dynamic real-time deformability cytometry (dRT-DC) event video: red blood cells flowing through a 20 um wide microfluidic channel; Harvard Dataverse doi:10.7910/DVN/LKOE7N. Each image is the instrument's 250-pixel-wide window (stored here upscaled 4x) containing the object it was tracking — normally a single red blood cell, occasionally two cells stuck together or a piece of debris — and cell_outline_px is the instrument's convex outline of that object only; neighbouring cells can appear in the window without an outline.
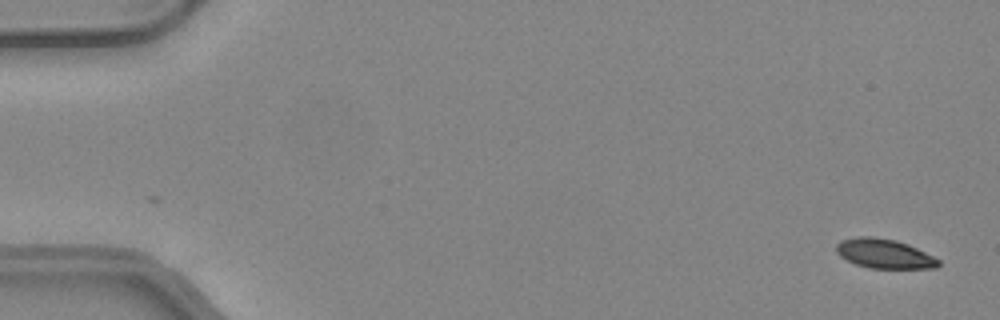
{"species": "common noctule bat (a hibernating species)", "species_latin": "Nyctalus noctula", "temperature_condition": "warm", "stored_images_in_passage": 49, "camera_frame_rate_fps": 3000, "um_per_image_px": 0.085, "animal": {"sex": "female", "body_mass_g": 24.6, "forearm_length_mm": 56.2}, "frame": {"image": 1, "passage_image": 1, "time_ms": 0.0, "image_size_px": [1000, 320], "cell_outline_px": [[940, 264], [936, 268], [868, 268], [856, 264], [840, 256], [836, 252], [836, 244], [840, 240], [860, 236], [872, 236], [896, 240], [908, 244], [940, 260]], "centroid_in_image_um": [75.14, 21.55], "position_along_channel_um": 9.9, "area_um2": 17.46}}
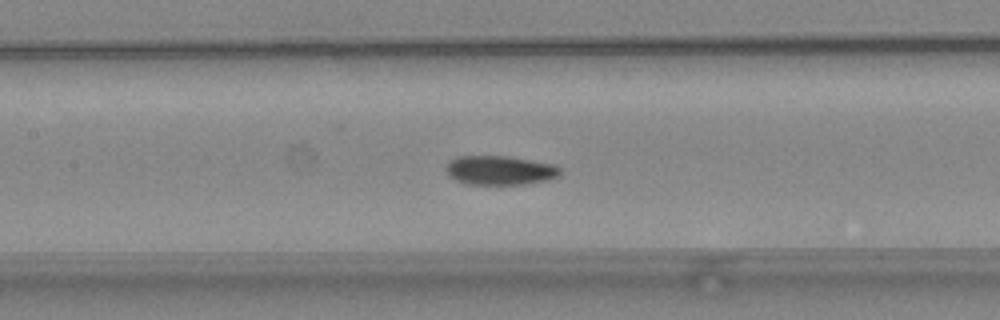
{"frame": {"image": 2, "passage_image": 23, "time_ms": 7.333, "image_size_px": [1000, 320], "cell_outline_px": [[560, 172], [556, 176], [544, 180], [524, 184], [468, 184], [456, 180], [448, 176], [444, 168], [448, 160], [456, 156], [508, 156], [556, 164], [560, 168]], "centroid_in_image_um": [42.42, 14.46], "position_along_channel_um": 165.0, "area_um2": 19.48}}
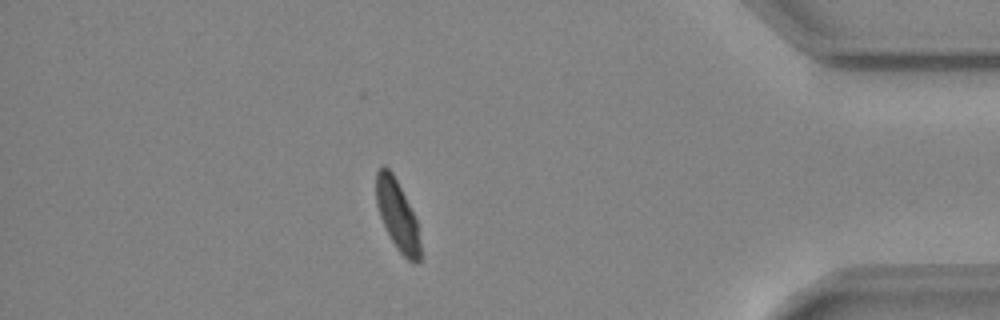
{"frame": {"image": 3, "passage_image": 43, "time_ms": 14.0, "image_size_px": [1000, 320], "cell_outline_px": [[420, 260], [416, 264], [408, 260], [396, 248], [380, 216], [376, 204], [376, 172], [384, 164], [392, 172], [416, 220], [420, 240]], "centroid_in_image_um": [33.76, 18.3], "position_along_channel_um": 401.4, "area_um2": 17.57}, "authors_computed_cell_mechanics": {"area_um2": 19.3052, "velocity_mm_per_s": 4.1438, "shape_relaxation_time_tau1_ms": 3.398, "shape_relaxation_time_tau2_ms": 2.0064, "deformation_change_tau1": 0.1374, "deformation_change_tau2": 0.0624}}